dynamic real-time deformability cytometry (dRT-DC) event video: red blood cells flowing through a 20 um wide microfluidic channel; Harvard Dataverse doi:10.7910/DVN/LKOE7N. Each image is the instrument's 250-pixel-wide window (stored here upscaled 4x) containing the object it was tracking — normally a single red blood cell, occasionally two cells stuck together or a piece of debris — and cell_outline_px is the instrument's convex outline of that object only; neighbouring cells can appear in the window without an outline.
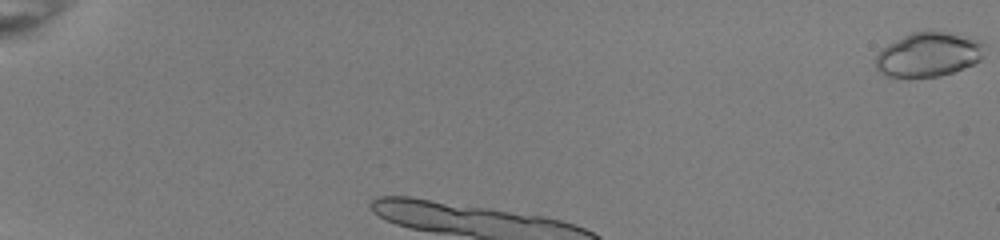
{"species": "common noctule bat (a hibernating species)", "species_latin": "Nyctalus noctula", "temperature_condition": "room temperature", "stored_images_in_passage": 6, "camera_frame_rate_fps": 3000, "um_per_image_px": 0.085, "animal": {"sex": "female", "body_mass_g": 22.0, "forearm_length_mm": 56.7}, "frame": {"image": 1, "passage_image": 1, "time_ms": 0.0, "image_size_px": [1000, 240], "cell_outline_px": [[984, 56], [980, 60], [972, 64], [952, 72], [940, 76], [908, 80], [888, 76], [880, 72], [876, 68], [876, 56], [888, 44], [912, 32], [948, 32], [984, 40]], "centroid_in_image_um": [78.94, 4.67], "position_along_channel_um": 6.1, "area_um2": 28.5}}